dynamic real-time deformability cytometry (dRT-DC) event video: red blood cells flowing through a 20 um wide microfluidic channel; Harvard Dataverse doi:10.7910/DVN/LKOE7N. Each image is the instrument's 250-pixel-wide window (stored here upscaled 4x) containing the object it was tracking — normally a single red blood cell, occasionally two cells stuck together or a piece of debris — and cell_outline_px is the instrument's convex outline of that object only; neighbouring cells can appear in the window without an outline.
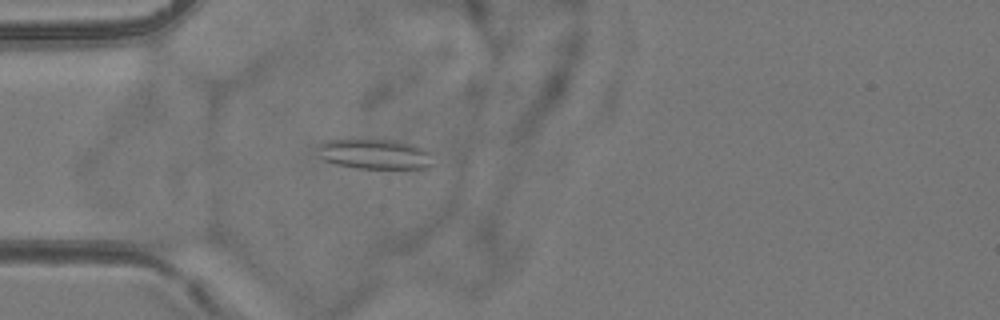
{"species": "common noctule bat (a hibernating species)", "species_latin": "Nyctalus noctula", "temperature_condition": "room temperature", "stored_images_in_passage": 3, "camera_frame_rate_fps": 3000, "um_per_image_px": 0.085, "animal": {"sex": "female", "body_mass_g": 24.6, "forearm_length_mm": 56.2}, "frame": {"image": 1, "passage_image": 3, "time_ms": 3.333, "image_size_px": [1000, 320], "cell_outline_px": [[436, 164], [428, 168], [356, 168], [336, 164], [324, 160], [320, 156], [320, 144], [328, 140], [360, 136], [368, 136], [396, 140], [416, 144], [432, 152]], "centroid_in_image_um": [31.94, 13.04], "position_along_channel_um": 53.1, "area_um2": 21.5}}